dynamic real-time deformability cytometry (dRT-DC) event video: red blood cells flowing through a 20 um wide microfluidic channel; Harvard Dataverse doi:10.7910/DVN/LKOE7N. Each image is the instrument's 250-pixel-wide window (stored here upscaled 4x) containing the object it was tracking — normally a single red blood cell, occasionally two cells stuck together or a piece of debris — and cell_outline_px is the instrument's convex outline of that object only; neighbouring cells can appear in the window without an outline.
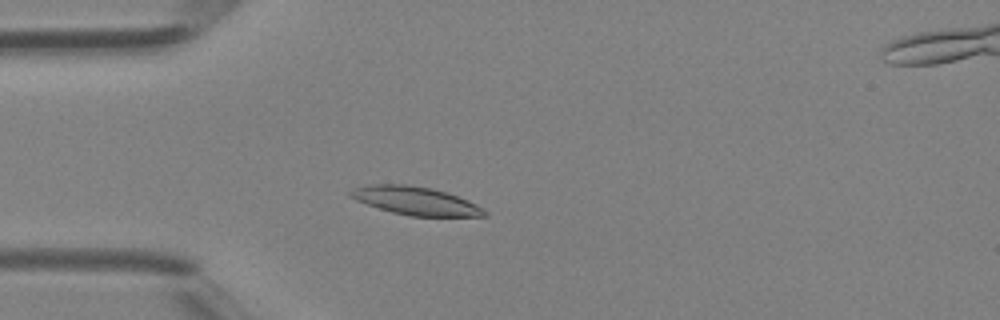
{"species": "Egyptian fruit bat (a non-hibernating species)", "species_latin": "Rousettus aegyptiacus", "temperature_condition": "room temperature", "stored_images_in_passage": 31, "camera_frame_rate_fps": 3000, "um_per_image_px": 0.085, "animal": {"sex": "female"}, "frame": {"image": 1, "passage_image": 5, "time_ms": 1.333, "image_size_px": [1000, 320], "cell_outline_px": [[488, 212], [484, 216], [408, 216], [392, 212], [356, 200], [348, 196], [348, 192], [352, 188], [372, 184], [404, 184], [432, 188], [468, 200], [476, 204]], "centroid_in_image_um": [35.29, 17.06], "position_along_channel_um": 49.7, "area_um2": 21.85}}
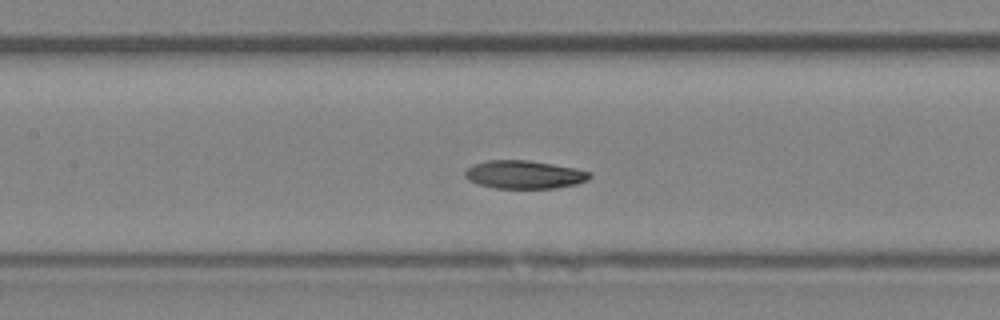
{"frame": {"image": 2, "passage_image": 13, "time_ms": 4.0, "image_size_px": [1000, 320], "cell_outline_px": [[592, 176], [588, 180], [576, 184], [556, 188], [496, 188], [480, 184], [468, 180], [464, 176], [464, 172], [468, 168], [476, 164], [488, 160], [528, 160], [576, 168], [592, 172]], "centroid_in_image_um": [44.61, 14.84], "position_along_channel_um": 162.8, "area_um2": 20.4}}
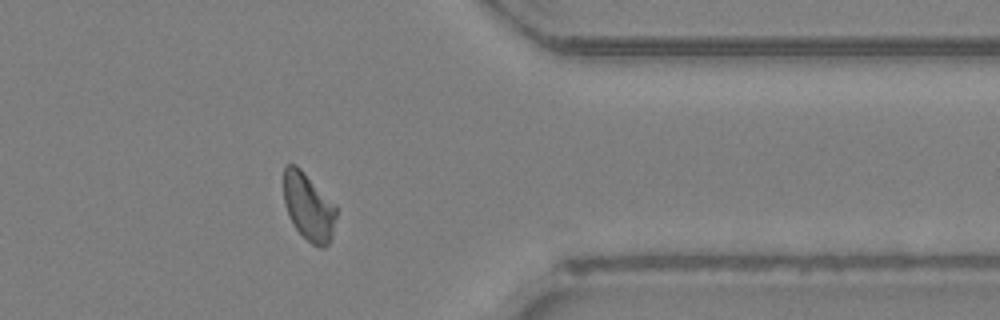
{"frame": {"image": 3, "passage_image": 28, "time_ms": 9.0, "image_size_px": [1000, 320], "cell_outline_px": [[336, 216], [332, 236], [328, 244], [324, 248], [320, 248], [312, 244], [292, 224], [284, 204], [284, 168], [288, 164], [296, 164], [336, 204]], "centroid_in_image_um": [26.23, 17.58], "position_along_channel_um": 385.2, "area_um2": 20.69}}